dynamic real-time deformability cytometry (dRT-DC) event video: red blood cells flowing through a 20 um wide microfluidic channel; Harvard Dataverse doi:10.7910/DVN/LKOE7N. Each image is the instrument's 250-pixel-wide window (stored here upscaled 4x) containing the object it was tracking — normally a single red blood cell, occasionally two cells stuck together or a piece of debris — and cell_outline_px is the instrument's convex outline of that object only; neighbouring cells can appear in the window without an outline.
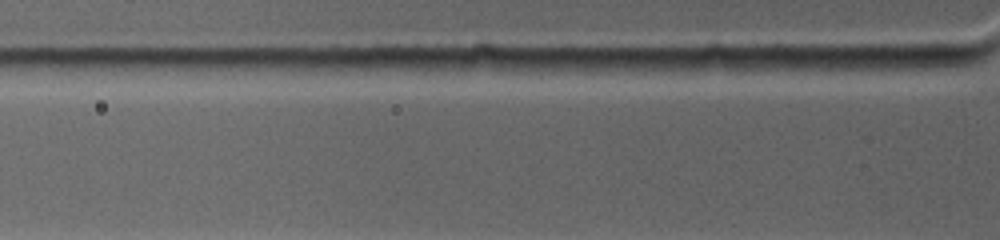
{"species": "common noctule bat (a hibernating species)", "species_latin": "Nyctalus noctula", "temperature_condition": "warm", "stored_images_in_passage": 2, "camera_frame_rate_fps": 4500, "um_per_image_px": 0.085, "animal": {"sex": "female", "body_mass_g": 19.0, "forearm_length_mm": 53.3}, "frame": {"image": 1, "passage_image": 2, "time_ms": 0.222, "image_size_px": [1000, 240], "cell_outline_px": [[972, 60], [968, 64], [936, 68], [844, 68], [844, 64], [852, 56], [964, 56]], "centroid_in_image_um": [76.96, 5.26], "position_along_channel_um": 48.8, "area_um2": 10.12}}